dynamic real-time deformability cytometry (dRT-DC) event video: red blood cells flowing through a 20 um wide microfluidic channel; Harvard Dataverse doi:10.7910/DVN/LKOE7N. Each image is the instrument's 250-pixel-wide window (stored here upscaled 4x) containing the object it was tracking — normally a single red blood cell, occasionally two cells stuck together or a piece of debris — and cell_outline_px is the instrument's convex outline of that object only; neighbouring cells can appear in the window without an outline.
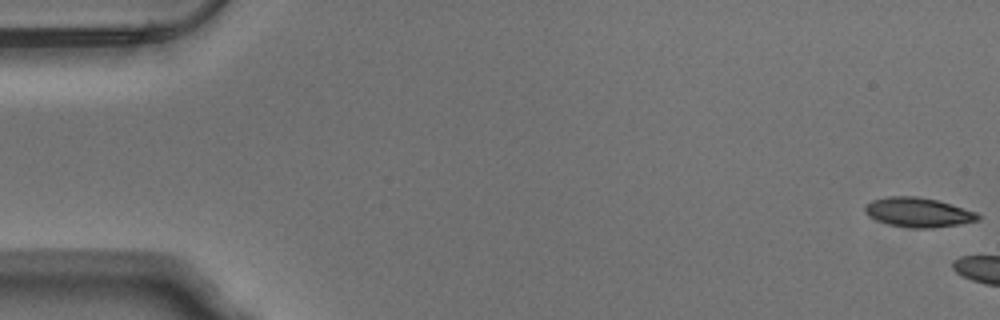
{"species": "Egyptian fruit bat (a non-hibernating species)", "species_latin": "Rousettus aegyptiacus", "temperature_condition": "warm", "stored_images_in_passage": 5, "camera_frame_rate_fps": 3000, "um_per_image_px": 0.085, "animal": {"sex": "male"}, "frame": {"image": 1, "passage_image": 1, "time_ms": 0.0, "image_size_px": [1000, 320], "cell_outline_px": [[980, 220], [960, 224], [932, 228], [912, 228], [888, 224], [876, 220], [868, 216], [864, 212], [864, 204], [872, 200], [888, 196], [916, 196], [936, 200], [952, 204], [976, 212], [980, 216]], "centroid_in_image_um": [78.02, 18.05], "position_along_channel_um": 7.0, "area_um2": 19.54}}